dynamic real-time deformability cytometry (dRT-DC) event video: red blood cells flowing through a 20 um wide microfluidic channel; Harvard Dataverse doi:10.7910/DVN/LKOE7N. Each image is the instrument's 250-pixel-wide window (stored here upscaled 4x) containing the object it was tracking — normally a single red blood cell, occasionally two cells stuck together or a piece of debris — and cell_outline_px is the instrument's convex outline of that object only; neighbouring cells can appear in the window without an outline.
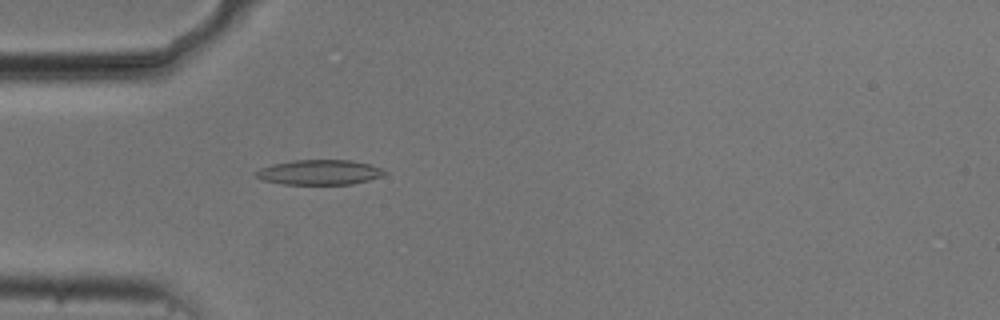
{"species": "common noctule bat (a hibernating species)", "species_latin": "Nyctalus noctula", "temperature_condition": "cold", "stored_images_in_passage": 17, "camera_frame_rate_fps": 3000, "um_per_image_px": 0.085, "animal": {"sex": "male", "body_mass_g": 20.5, "forearm_length_mm": 52.5}, "frame": {"image": 1, "passage_image": 15, "time_ms": 4.667, "image_size_px": [1000, 320], "cell_outline_px": [[384, 172], [380, 176], [368, 180], [352, 184], [280, 184], [264, 180], [256, 176], [256, 172], [260, 168], [272, 164], [292, 160], [352, 160], [368, 164], [380, 168]], "centroid_in_image_um": [27.1, 14.64], "position_along_channel_um": 57.9, "area_um2": 18.44}}